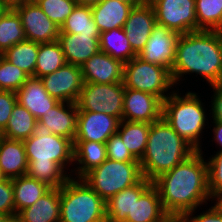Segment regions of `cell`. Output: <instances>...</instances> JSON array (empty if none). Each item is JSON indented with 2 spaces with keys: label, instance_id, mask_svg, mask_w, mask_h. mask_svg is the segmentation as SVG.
I'll return each instance as SVG.
<instances>
[{
  "label": "cell",
  "instance_id": "7dc6e473",
  "mask_svg": "<svg viewBox=\"0 0 222 222\" xmlns=\"http://www.w3.org/2000/svg\"><path fill=\"white\" fill-rule=\"evenodd\" d=\"M102 0H76L77 4L85 6H94L99 4Z\"/></svg>",
  "mask_w": 222,
  "mask_h": 222
},
{
  "label": "cell",
  "instance_id": "8992f818",
  "mask_svg": "<svg viewBox=\"0 0 222 222\" xmlns=\"http://www.w3.org/2000/svg\"><path fill=\"white\" fill-rule=\"evenodd\" d=\"M105 201L82 178L60 187V222H106Z\"/></svg>",
  "mask_w": 222,
  "mask_h": 222
},
{
  "label": "cell",
  "instance_id": "ba28073f",
  "mask_svg": "<svg viewBox=\"0 0 222 222\" xmlns=\"http://www.w3.org/2000/svg\"><path fill=\"white\" fill-rule=\"evenodd\" d=\"M123 83L125 88L153 94L162 102L174 91L175 86L169 69L138 56L124 64Z\"/></svg>",
  "mask_w": 222,
  "mask_h": 222
},
{
  "label": "cell",
  "instance_id": "f6af8a7d",
  "mask_svg": "<svg viewBox=\"0 0 222 222\" xmlns=\"http://www.w3.org/2000/svg\"><path fill=\"white\" fill-rule=\"evenodd\" d=\"M31 0H0V2L9 10H15L17 7L22 6L23 4L30 2Z\"/></svg>",
  "mask_w": 222,
  "mask_h": 222
},
{
  "label": "cell",
  "instance_id": "60d3db41",
  "mask_svg": "<svg viewBox=\"0 0 222 222\" xmlns=\"http://www.w3.org/2000/svg\"><path fill=\"white\" fill-rule=\"evenodd\" d=\"M0 212L8 216L16 214L12 179L0 182Z\"/></svg>",
  "mask_w": 222,
  "mask_h": 222
},
{
  "label": "cell",
  "instance_id": "cb8c5ba5",
  "mask_svg": "<svg viewBox=\"0 0 222 222\" xmlns=\"http://www.w3.org/2000/svg\"><path fill=\"white\" fill-rule=\"evenodd\" d=\"M133 7L119 0H102L91 7L93 20L100 32L123 28Z\"/></svg>",
  "mask_w": 222,
  "mask_h": 222
},
{
  "label": "cell",
  "instance_id": "9c48e42d",
  "mask_svg": "<svg viewBox=\"0 0 222 222\" xmlns=\"http://www.w3.org/2000/svg\"><path fill=\"white\" fill-rule=\"evenodd\" d=\"M123 82L110 84L83 83L76 102L78 111L105 113L123 120Z\"/></svg>",
  "mask_w": 222,
  "mask_h": 222
},
{
  "label": "cell",
  "instance_id": "8d00e7d4",
  "mask_svg": "<svg viewBox=\"0 0 222 222\" xmlns=\"http://www.w3.org/2000/svg\"><path fill=\"white\" fill-rule=\"evenodd\" d=\"M206 162L211 202H222V151H217L211 155Z\"/></svg>",
  "mask_w": 222,
  "mask_h": 222
},
{
  "label": "cell",
  "instance_id": "ab89813d",
  "mask_svg": "<svg viewBox=\"0 0 222 222\" xmlns=\"http://www.w3.org/2000/svg\"><path fill=\"white\" fill-rule=\"evenodd\" d=\"M16 103V92L0 90V133L6 128Z\"/></svg>",
  "mask_w": 222,
  "mask_h": 222
},
{
  "label": "cell",
  "instance_id": "d590c367",
  "mask_svg": "<svg viewBox=\"0 0 222 222\" xmlns=\"http://www.w3.org/2000/svg\"><path fill=\"white\" fill-rule=\"evenodd\" d=\"M30 76L0 55V90L17 92Z\"/></svg>",
  "mask_w": 222,
  "mask_h": 222
},
{
  "label": "cell",
  "instance_id": "d6a6232c",
  "mask_svg": "<svg viewBox=\"0 0 222 222\" xmlns=\"http://www.w3.org/2000/svg\"><path fill=\"white\" fill-rule=\"evenodd\" d=\"M59 33L100 35L101 32L95 24L91 6L76 4L72 13L60 27Z\"/></svg>",
  "mask_w": 222,
  "mask_h": 222
},
{
  "label": "cell",
  "instance_id": "4dcf8cb0",
  "mask_svg": "<svg viewBox=\"0 0 222 222\" xmlns=\"http://www.w3.org/2000/svg\"><path fill=\"white\" fill-rule=\"evenodd\" d=\"M38 51L39 43L25 39L9 48L2 56L29 76H34Z\"/></svg>",
  "mask_w": 222,
  "mask_h": 222
},
{
  "label": "cell",
  "instance_id": "603a6c76",
  "mask_svg": "<svg viewBox=\"0 0 222 222\" xmlns=\"http://www.w3.org/2000/svg\"><path fill=\"white\" fill-rule=\"evenodd\" d=\"M167 216L159 192L151 184L139 199H135L131 214L127 215L126 222H163Z\"/></svg>",
  "mask_w": 222,
  "mask_h": 222
},
{
  "label": "cell",
  "instance_id": "e575fe53",
  "mask_svg": "<svg viewBox=\"0 0 222 222\" xmlns=\"http://www.w3.org/2000/svg\"><path fill=\"white\" fill-rule=\"evenodd\" d=\"M197 31H222V0H195Z\"/></svg>",
  "mask_w": 222,
  "mask_h": 222
},
{
  "label": "cell",
  "instance_id": "d6986e66",
  "mask_svg": "<svg viewBox=\"0 0 222 222\" xmlns=\"http://www.w3.org/2000/svg\"><path fill=\"white\" fill-rule=\"evenodd\" d=\"M17 102L25 107L37 120L51 111L59 101L49 95L41 78L30 76L16 92Z\"/></svg>",
  "mask_w": 222,
  "mask_h": 222
},
{
  "label": "cell",
  "instance_id": "7c38bea8",
  "mask_svg": "<svg viewBox=\"0 0 222 222\" xmlns=\"http://www.w3.org/2000/svg\"><path fill=\"white\" fill-rule=\"evenodd\" d=\"M49 95L59 102L76 103L83 86L81 66L66 63L41 78Z\"/></svg>",
  "mask_w": 222,
  "mask_h": 222
},
{
  "label": "cell",
  "instance_id": "bcb514c9",
  "mask_svg": "<svg viewBox=\"0 0 222 222\" xmlns=\"http://www.w3.org/2000/svg\"><path fill=\"white\" fill-rule=\"evenodd\" d=\"M163 222H189L185 215H168Z\"/></svg>",
  "mask_w": 222,
  "mask_h": 222
},
{
  "label": "cell",
  "instance_id": "6da1fadb",
  "mask_svg": "<svg viewBox=\"0 0 222 222\" xmlns=\"http://www.w3.org/2000/svg\"><path fill=\"white\" fill-rule=\"evenodd\" d=\"M152 184L157 188L168 215H185L211 200L207 162L202 150L195 151L186 160L159 175Z\"/></svg>",
  "mask_w": 222,
  "mask_h": 222
},
{
  "label": "cell",
  "instance_id": "f1b7e54d",
  "mask_svg": "<svg viewBox=\"0 0 222 222\" xmlns=\"http://www.w3.org/2000/svg\"><path fill=\"white\" fill-rule=\"evenodd\" d=\"M16 214L33 205L50 187L46 184L23 175L12 179Z\"/></svg>",
  "mask_w": 222,
  "mask_h": 222
},
{
  "label": "cell",
  "instance_id": "e0dca14e",
  "mask_svg": "<svg viewBox=\"0 0 222 222\" xmlns=\"http://www.w3.org/2000/svg\"><path fill=\"white\" fill-rule=\"evenodd\" d=\"M81 72L84 83L123 82L124 63L99 51L81 66Z\"/></svg>",
  "mask_w": 222,
  "mask_h": 222
},
{
  "label": "cell",
  "instance_id": "9a60e30c",
  "mask_svg": "<svg viewBox=\"0 0 222 222\" xmlns=\"http://www.w3.org/2000/svg\"><path fill=\"white\" fill-rule=\"evenodd\" d=\"M162 117V101L155 95L125 88L123 120L151 124Z\"/></svg>",
  "mask_w": 222,
  "mask_h": 222
},
{
  "label": "cell",
  "instance_id": "83f0119b",
  "mask_svg": "<svg viewBox=\"0 0 222 222\" xmlns=\"http://www.w3.org/2000/svg\"><path fill=\"white\" fill-rule=\"evenodd\" d=\"M150 125L143 122L121 120L117 130L125 147L139 161L146 149Z\"/></svg>",
  "mask_w": 222,
  "mask_h": 222
},
{
  "label": "cell",
  "instance_id": "f35d334b",
  "mask_svg": "<svg viewBox=\"0 0 222 222\" xmlns=\"http://www.w3.org/2000/svg\"><path fill=\"white\" fill-rule=\"evenodd\" d=\"M105 144L107 159L121 162H139L128 148L125 147L118 133L113 134Z\"/></svg>",
  "mask_w": 222,
  "mask_h": 222
},
{
  "label": "cell",
  "instance_id": "ac0fdd59",
  "mask_svg": "<svg viewBox=\"0 0 222 222\" xmlns=\"http://www.w3.org/2000/svg\"><path fill=\"white\" fill-rule=\"evenodd\" d=\"M77 115L76 103L59 102L38 120V129L74 142L77 132Z\"/></svg>",
  "mask_w": 222,
  "mask_h": 222
},
{
  "label": "cell",
  "instance_id": "ee69618b",
  "mask_svg": "<svg viewBox=\"0 0 222 222\" xmlns=\"http://www.w3.org/2000/svg\"><path fill=\"white\" fill-rule=\"evenodd\" d=\"M212 125L214 126L212 128L213 131V139L211 141H214L219 146V149L217 151H222V123L218 121H211Z\"/></svg>",
  "mask_w": 222,
  "mask_h": 222
},
{
  "label": "cell",
  "instance_id": "52a82bcc",
  "mask_svg": "<svg viewBox=\"0 0 222 222\" xmlns=\"http://www.w3.org/2000/svg\"><path fill=\"white\" fill-rule=\"evenodd\" d=\"M140 162H121L106 159L82 179L106 202L118 192L143 179Z\"/></svg>",
  "mask_w": 222,
  "mask_h": 222
},
{
  "label": "cell",
  "instance_id": "7bdbcfd3",
  "mask_svg": "<svg viewBox=\"0 0 222 222\" xmlns=\"http://www.w3.org/2000/svg\"><path fill=\"white\" fill-rule=\"evenodd\" d=\"M213 96L211 97V111L209 114V118L212 117L211 120L218 121L222 123V84L212 85Z\"/></svg>",
  "mask_w": 222,
  "mask_h": 222
},
{
  "label": "cell",
  "instance_id": "3957f363",
  "mask_svg": "<svg viewBox=\"0 0 222 222\" xmlns=\"http://www.w3.org/2000/svg\"><path fill=\"white\" fill-rule=\"evenodd\" d=\"M23 143L28 176L50 188H60L68 181L71 176L67 168L74 165V143L71 139L38 129Z\"/></svg>",
  "mask_w": 222,
  "mask_h": 222
},
{
  "label": "cell",
  "instance_id": "7a4b0ae2",
  "mask_svg": "<svg viewBox=\"0 0 222 222\" xmlns=\"http://www.w3.org/2000/svg\"><path fill=\"white\" fill-rule=\"evenodd\" d=\"M190 73L196 77L199 74L209 86L222 84V31L200 30L180 35L171 70L175 87Z\"/></svg>",
  "mask_w": 222,
  "mask_h": 222
},
{
  "label": "cell",
  "instance_id": "4316f807",
  "mask_svg": "<svg viewBox=\"0 0 222 222\" xmlns=\"http://www.w3.org/2000/svg\"><path fill=\"white\" fill-rule=\"evenodd\" d=\"M38 130V120L18 102L13 107L11 117L1 136L11 140H25Z\"/></svg>",
  "mask_w": 222,
  "mask_h": 222
},
{
  "label": "cell",
  "instance_id": "74e56055",
  "mask_svg": "<svg viewBox=\"0 0 222 222\" xmlns=\"http://www.w3.org/2000/svg\"><path fill=\"white\" fill-rule=\"evenodd\" d=\"M35 2L59 27L62 26L77 4L76 0H36Z\"/></svg>",
  "mask_w": 222,
  "mask_h": 222
},
{
  "label": "cell",
  "instance_id": "484cf974",
  "mask_svg": "<svg viewBox=\"0 0 222 222\" xmlns=\"http://www.w3.org/2000/svg\"><path fill=\"white\" fill-rule=\"evenodd\" d=\"M17 215L22 222H60V188H50L33 205Z\"/></svg>",
  "mask_w": 222,
  "mask_h": 222
},
{
  "label": "cell",
  "instance_id": "816d5d0a",
  "mask_svg": "<svg viewBox=\"0 0 222 222\" xmlns=\"http://www.w3.org/2000/svg\"><path fill=\"white\" fill-rule=\"evenodd\" d=\"M7 216H8V215L0 212V222H4V220L6 219Z\"/></svg>",
  "mask_w": 222,
  "mask_h": 222
},
{
  "label": "cell",
  "instance_id": "b9f144b4",
  "mask_svg": "<svg viewBox=\"0 0 222 222\" xmlns=\"http://www.w3.org/2000/svg\"><path fill=\"white\" fill-rule=\"evenodd\" d=\"M208 210L195 216L196 209L185 214L189 222H222V202H214ZM194 213V214H193Z\"/></svg>",
  "mask_w": 222,
  "mask_h": 222
},
{
  "label": "cell",
  "instance_id": "681fc988",
  "mask_svg": "<svg viewBox=\"0 0 222 222\" xmlns=\"http://www.w3.org/2000/svg\"><path fill=\"white\" fill-rule=\"evenodd\" d=\"M4 222H22V221L20 217L17 214H15V215L7 216Z\"/></svg>",
  "mask_w": 222,
  "mask_h": 222
},
{
  "label": "cell",
  "instance_id": "c3c4849f",
  "mask_svg": "<svg viewBox=\"0 0 222 222\" xmlns=\"http://www.w3.org/2000/svg\"><path fill=\"white\" fill-rule=\"evenodd\" d=\"M124 3H129L130 5H133L134 7L136 6H141L149 2V0H119Z\"/></svg>",
  "mask_w": 222,
  "mask_h": 222
},
{
  "label": "cell",
  "instance_id": "d4e9b609",
  "mask_svg": "<svg viewBox=\"0 0 222 222\" xmlns=\"http://www.w3.org/2000/svg\"><path fill=\"white\" fill-rule=\"evenodd\" d=\"M152 184V181L143 178L137 184L126 188L105 202L106 220L108 222H126L128 214H131L135 199Z\"/></svg>",
  "mask_w": 222,
  "mask_h": 222
},
{
  "label": "cell",
  "instance_id": "30bf717a",
  "mask_svg": "<svg viewBox=\"0 0 222 222\" xmlns=\"http://www.w3.org/2000/svg\"><path fill=\"white\" fill-rule=\"evenodd\" d=\"M157 24L179 34L197 31L195 0H149Z\"/></svg>",
  "mask_w": 222,
  "mask_h": 222
},
{
  "label": "cell",
  "instance_id": "7402d4cb",
  "mask_svg": "<svg viewBox=\"0 0 222 222\" xmlns=\"http://www.w3.org/2000/svg\"><path fill=\"white\" fill-rule=\"evenodd\" d=\"M74 164L69 169L71 177L83 178L92 169L100 166L107 159L106 144L94 141H74ZM72 173V174H71Z\"/></svg>",
  "mask_w": 222,
  "mask_h": 222
},
{
  "label": "cell",
  "instance_id": "1f68e13d",
  "mask_svg": "<svg viewBox=\"0 0 222 222\" xmlns=\"http://www.w3.org/2000/svg\"><path fill=\"white\" fill-rule=\"evenodd\" d=\"M66 64L61 45L56 41L39 43L34 77L42 78Z\"/></svg>",
  "mask_w": 222,
  "mask_h": 222
},
{
  "label": "cell",
  "instance_id": "5b68a950",
  "mask_svg": "<svg viewBox=\"0 0 222 222\" xmlns=\"http://www.w3.org/2000/svg\"><path fill=\"white\" fill-rule=\"evenodd\" d=\"M206 111L196 92L188 91L181 96L179 89H174L162 102L163 119L196 151L202 150L201 136L203 130L209 128Z\"/></svg>",
  "mask_w": 222,
  "mask_h": 222
},
{
  "label": "cell",
  "instance_id": "f5cc1de1",
  "mask_svg": "<svg viewBox=\"0 0 222 222\" xmlns=\"http://www.w3.org/2000/svg\"><path fill=\"white\" fill-rule=\"evenodd\" d=\"M5 179H6V177L2 173V170L0 169V182L4 181Z\"/></svg>",
  "mask_w": 222,
  "mask_h": 222
},
{
  "label": "cell",
  "instance_id": "5bb4252c",
  "mask_svg": "<svg viewBox=\"0 0 222 222\" xmlns=\"http://www.w3.org/2000/svg\"><path fill=\"white\" fill-rule=\"evenodd\" d=\"M120 121L119 118L103 112L78 111L74 141L106 143L113 134L117 133Z\"/></svg>",
  "mask_w": 222,
  "mask_h": 222
},
{
  "label": "cell",
  "instance_id": "8fae6325",
  "mask_svg": "<svg viewBox=\"0 0 222 222\" xmlns=\"http://www.w3.org/2000/svg\"><path fill=\"white\" fill-rule=\"evenodd\" d=\"M180 35L169 30L166 26L156 24L145 47L137 56L144 61L161 65L171 71Z\"/></svg>",
  "mask_w": 222,
  "mask_h": 222
},
{
  "label": "cell",
  "instance_id": "ffe728a7",
  "mask_svg": "<svg viewBox=\"0 0 222 222\" xmlns=\"http://www.w3.org/2000/svg\"><path fill=\"white\" fill-rule=\"evenodd\" d=\"M100 35L59 33L58 42L61 45L66 63L82 66L94 54L100 51Z\"/></svg>",
  "mask_w": 222,
  "mask_h": 222
},
{
  "label": "cell",
  "instance_id": "f546056e",
  "mask_svg": "<svg viewBox=\"0 0 222 222\" xmlns=\"http://www.w3.org/2000/svg\"><path fill=\"white\" fill-rule=\"evenodd\" d=\"M99 42L100 51L109 54L124 64L137 56L123 28H115L101 32Z\"/></svg>",
  "mask_w": 222,
  "mask_h": 222
},
{
  "label": "cell",
  "instance_id": "4fadbf2b",
  "mask_svg": "<svg viewBox=\"0 0 222 222\" xmlns=\"http://www.w3.org/2000/svg\"><path fill=\"white\" fill-rule=\"evenodd\" d=\"M15 10L21 18L27 40L37 43L58 40L60 27L49 19L36 2H27Z\"/></svg>",
  "mask_w": 222,
  "mask_h": 222
},
{
  "label": "cell",
  "instance_id": "836d02e7",
  "mask_svg": "<svg viewBox=\"0 0 222 222\" xmlns=\"http://www.w3.org/2000/svg\"><path fill=\"white\" fill-rule=\"evenodd\" d=\"M25 39L19 14L16 10H7L0 17V55Z\"/></svg>",
  "mask_w": 222,
  "mask_h": 222
},
{
  "label": "cell",
  "instance_id": "44dd1931",
  "mask_svg": "<svg viewBox=\"0 0 222 222\" xmlns=\"http://www.w3.org/2000/svg\"><path fill=\"white\" fill-rule=\"evenodd\" d=\"M0 169L7 179L27 174L28 160L22 140H11L0 135Z\"/></svg>",
  "mask_w": 222,
  "mask_h": 222
},
{
  "label": "cell",
  "instance_id": "2e32d148",
  "mask_svg": "<svg viewBox=\"0 0 222 222\" xmlns=\"http://www.w3.org/2000/svg\"><path fill=\"white\" fill-rule=\"evenodd\" d=\"M156 24L155 12L149 2L131 10L123 30L137 55L145 47Z\"/></svg>",
  "mask_w": 222,
  "mask_h": 222
},
{
  "label": "cell",
  "instance_id": "f907efd6",
  "mask_svg": "<svg viewBox=\"0 0 222 222\" xmlns=\"http://www.w3.org/2000/svg\"><path fill=\"white\" fill-rule=\"evenodd\" d=\"M8 9L0 2V17L7 11Z\"/></svg>",
  "mask_w": 222,
  "mask_h": 222
},
{
  "label": "cell",
  "instance_id": "277c9868",
  "mask_svg": "<svg viewBox=\"0 0 222 222\" xmlns=\"http://www.w3.org/2000/svg\"><path fill=\"white\" fill-rule=\"evenodd\" d=\"M196 150L161 117L151 123L140 165L143 177L153 181L186 160Z\"/></svg>",
  "mask_w": 222,
  "mask_h": 222
}]
</instances>
